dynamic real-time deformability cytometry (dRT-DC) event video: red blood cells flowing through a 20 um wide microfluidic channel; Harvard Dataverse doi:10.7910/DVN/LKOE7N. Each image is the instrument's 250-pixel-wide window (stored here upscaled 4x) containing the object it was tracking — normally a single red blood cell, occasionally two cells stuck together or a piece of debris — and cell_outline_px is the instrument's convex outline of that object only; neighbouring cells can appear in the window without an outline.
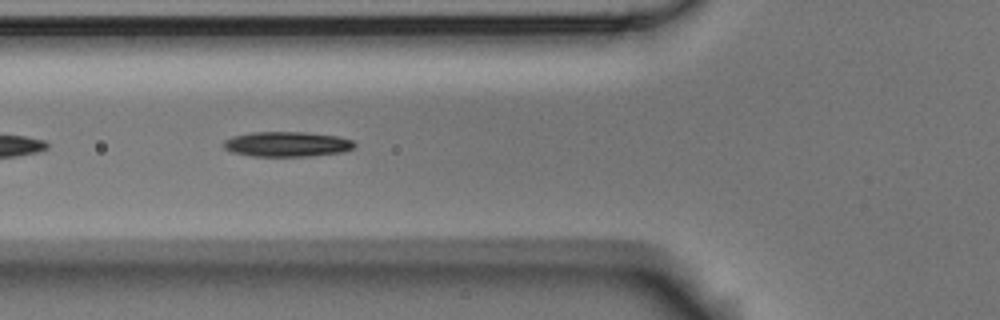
{"species": "Egyptian fruit bat (a non-hibernating species)", "species_latin": "Rousettus aegyptiacus", "temperature_condition": "room temperature", "stored_images_in_passage": 14, "camera_frame_rate_fps": 3000, "um_per_image_px": 0.085, "animal": {"sex": "male"}, "frame": {"image": 1, "passage_image": 5, "time_ms": 1.333, "image_size_px": [1000, 320], "cell_outline_px": [[356, 148], [344, 152], [312, 156], [252, 156], [232, 152], [224, 148], [224, 140], [232, 136], [252, 132], [308, 132], [336, 136], [352, 140], [356, 144]], "centroid_in_image_um": [24.43, 12.25], "position_along_channel_um": 101.4, "area_um2": 19.25}}
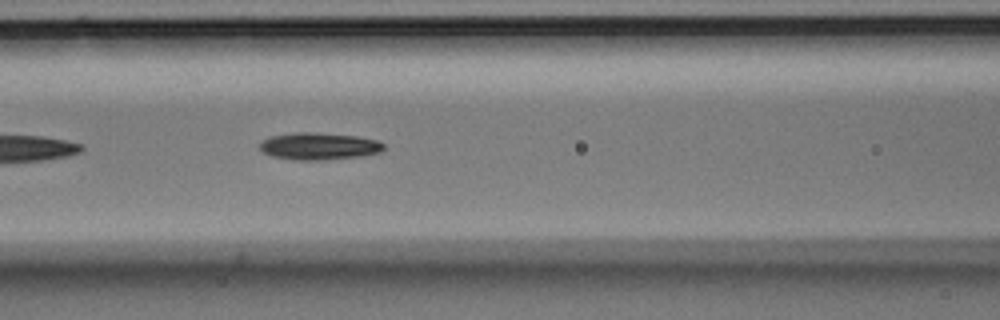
{"frame": {"image": 2, "passage_image": 8, "time_ms": 2.333, "image_size_px": [1000, 320], "cell_outline_px": [[384, 148], [380, 152], [360, 156], [320, 160], [300, 160], [272, 156], [264, 152], [260, 148], [260, 140], [268, 136], [296, 132], [312, 132], [356, 136], [376, 140], [384, 144]], "centroid_in_image_um": [27.07, 12.41], "position_along_channel_um": 139.5, "area_um2": 19.48}}
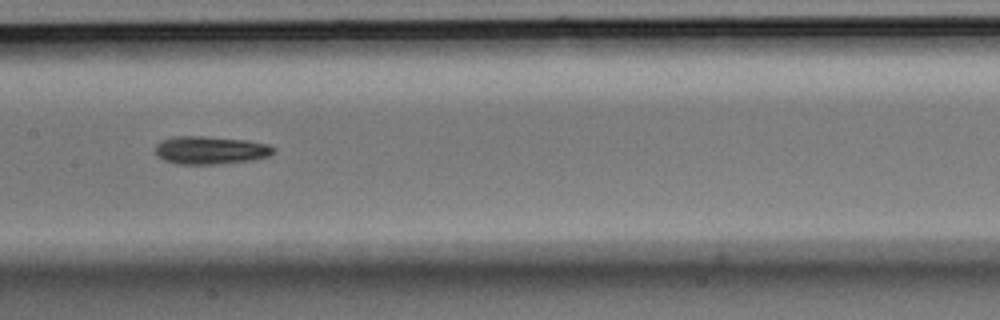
{"frame": {"image": 3, "passage_image": 12, "time_ms": 3.667, "image_size_px": [1000, 320], "cell_outline_px": [[276, 152], [268, 156], [252, 160], [220, 164], [176, 164], [164, 160], [156, 156], [156, 144], [160, 140], [176, 136], [200, 136], [248, 140], [268, 144], [276, 148]], "centroid_in_image_um": [17.89, 12.77], "position_along_channel_um": 189.5, "area_um2": 19.48}}